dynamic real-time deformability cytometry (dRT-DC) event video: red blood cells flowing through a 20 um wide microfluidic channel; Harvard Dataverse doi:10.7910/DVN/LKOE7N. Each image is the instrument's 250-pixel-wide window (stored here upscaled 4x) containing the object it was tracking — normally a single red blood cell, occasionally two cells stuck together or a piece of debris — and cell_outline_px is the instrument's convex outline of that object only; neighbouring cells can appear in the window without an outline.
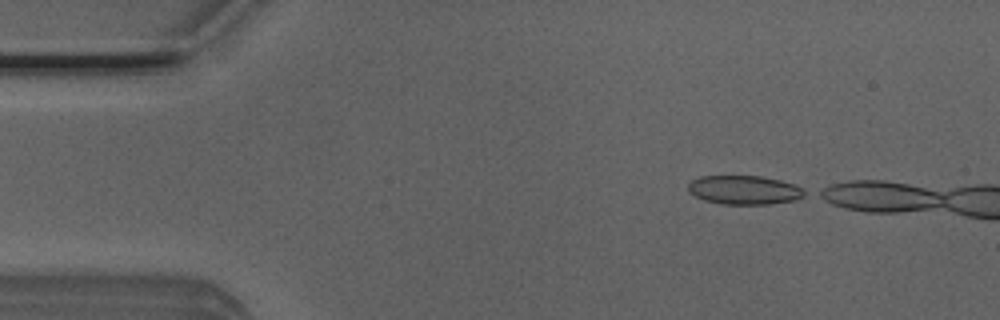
{"species": "Egyptian fruit bat (a non-hibernating species)", "species_latin": "Rousettus aegyptiacus", "temperature_condition": "room temperature", "stored_images_in_passage": 6, "camera_frame_rate_fps": 3000, "um_per_image_px": 0.085, "animal": {"sex": "male"}, "frame": {"image": 1, "passage_image": 1, "time_ms": 0.0, "image_size_px": [1000, 320], "cell_outline_px": [[808, 192], [804, 196], [796, 200], [768, 204], [724, 204], [704, 200], [688, 192], [688, 184], [692, 180], [700, 176], [760, 176], [780, 180], [792, 184]], "centroid_in_image_um": [63.25, 16.15], "position_along_channel_um": 21.7, "area_um2": 19.54}}